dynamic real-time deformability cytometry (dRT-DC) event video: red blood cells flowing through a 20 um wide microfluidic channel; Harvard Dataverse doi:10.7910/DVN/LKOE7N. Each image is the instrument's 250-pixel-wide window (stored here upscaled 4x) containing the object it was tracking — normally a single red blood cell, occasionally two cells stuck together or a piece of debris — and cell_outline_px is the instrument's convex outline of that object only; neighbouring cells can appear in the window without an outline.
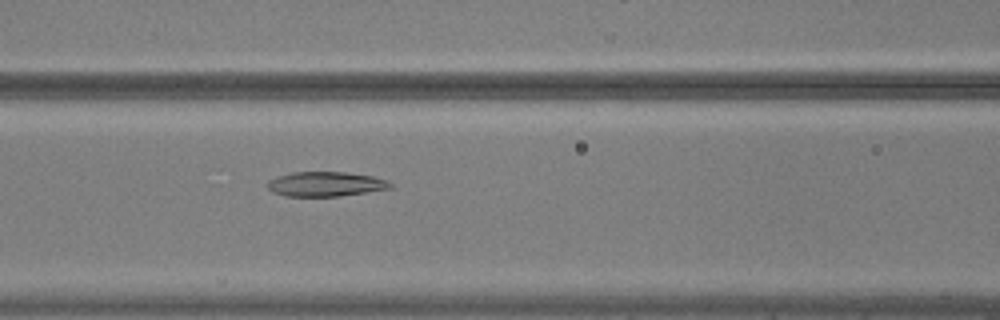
{"species": "common noctule bat (a hibernating species)", "species_latin": "Nyctalus noctula", "temperature_condition": "warm", "stored_images_in_passage": 33, "camera_frame_rate_fps": 3000, "um_per_image_px": 0.085, "animal": {"sex": "male", "body_mass_g": 20.5, "forearm_length_mm": 52.5}, "frame": {"image": 1, "passage_image": 7, "time_ms": 2.0, "image_size_px": [1000, 320], "cell_outline_px": [[392, 188], [336, 196], [284, 196], [272, 192], [268, 188], [268, 180], [276, 176], [292, 172], [344, 172], [372, 176], [388, 180], [392, 184]], "centroid_in_image_um": [27.64, 15.64], "position_along_channel_um": 139.0, "area_um2": 17.57}}
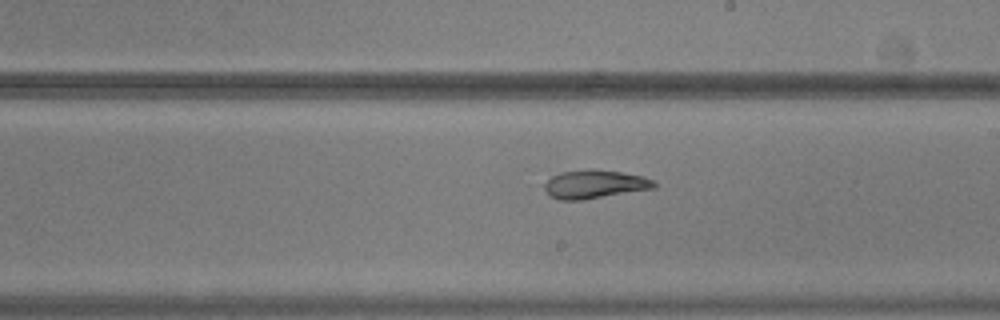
{"frame": {"image": 2, "passage_image": 15, "time_ms": 4.667, "image_size_px": [1000, 320], "cell_outline_px": [[656, 188], [580, 200], [560, 200], [552, 196], [544, 188], [544, 184], [552, 176], [560, 172], [588, 168], [596, 168], [644, 176], [652, 180], [656, 184]], "centroid_in_image_um": [50.55, 15.64], "position_along_channel_um": 238.4, "area_um2": 18.21}}
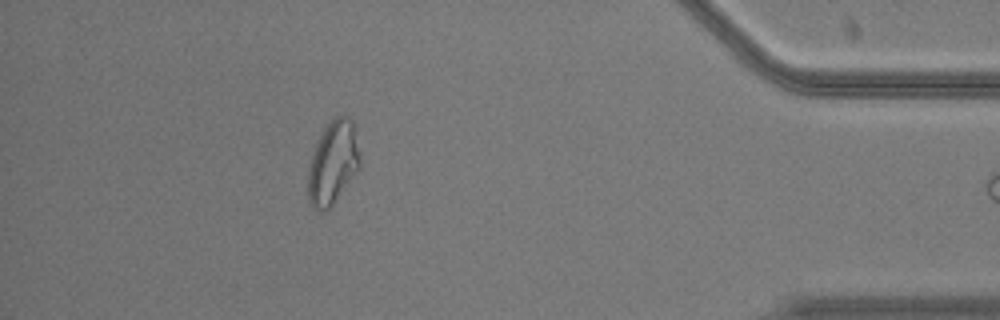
{"frame": {"image": 3, "passage_image": 32, "time_ms": 10.333, "image_size_px": [1000, 320], "cell_outline_px": [[360, 168], [332, 204], [324, 212], [316, 212], [312, 208], [308, 200], [308, 168], [316, 144], [324, 128], [336, 116], [348, 116], [352, 120], [356, 128], [360, 152]], "centroid_in_image_um": [28.31, 13.84], "position_along_channel_um": 406.9, "area_um2": 25.32}}